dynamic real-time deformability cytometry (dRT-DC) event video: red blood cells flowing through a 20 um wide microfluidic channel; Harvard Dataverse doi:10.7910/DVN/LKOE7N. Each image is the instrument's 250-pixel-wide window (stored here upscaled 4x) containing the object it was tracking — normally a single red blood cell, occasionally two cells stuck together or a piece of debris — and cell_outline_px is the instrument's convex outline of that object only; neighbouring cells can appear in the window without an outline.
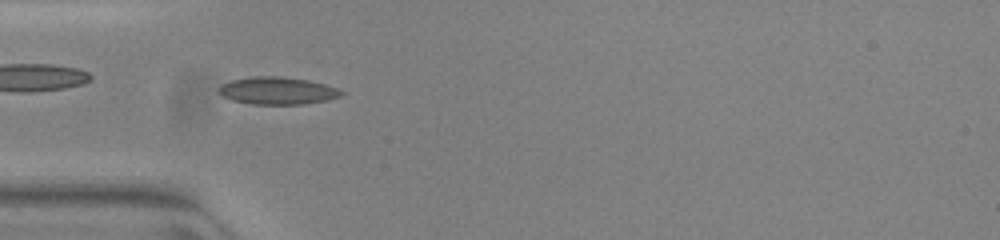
{"species": "common noctule bat (a hibernating species)", "species_latin": "Nyctalus noctula", "temperature_condition": "warm", "stored_images_in_passage": 47, "camera_frame_rate_fps": 3000, "um_per_image_px": 0.085, "animal": {"sex": "female", "body_mass_g": 23.0, "forearm_length_mm": 53.4}, "frame": {"image": 1, "passage_image": 11, "time_ms": 3.333, "image_size_px": [1000, 240], "cell_outline_px": [[344, 92], [340, 96], [328, 100], [304, 104], [252, 104], [232, 100], [224, 96], [220, 92], [220, 84], [232, 80], [252, 76], [280, 76], [308, 80], [324, 84], [336, 88]], "centroid_in_image_um": [23.59, 7.71], "position_along_channel_um": 61.4, "area_um2": 19.42}}
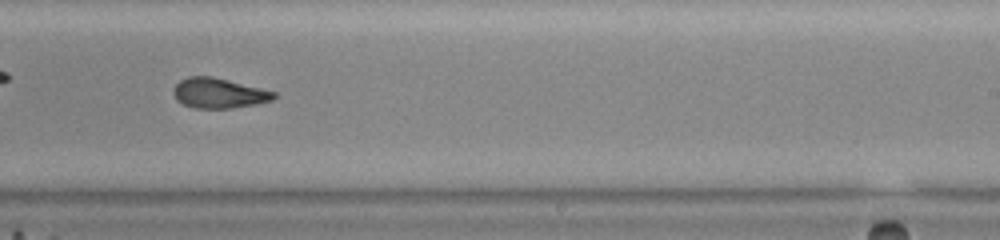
{"frame": {"image": 2, "passage_image": 27, "time_ms": 8.667, "image_size_px": [1000, 240], "cell_outline_px": [[276, 96], [272, 100], [256, 104], [232, 108], [196, 108], [184, 104], [176, 100], [172, 92], [172, 88], [180, 80], [188, 76], [212, 76], [276, 92]], "centroid_in_image_um": [18.56, 7.91], "position_along_channel_um": 270.4, "area_um2": 17.57}}
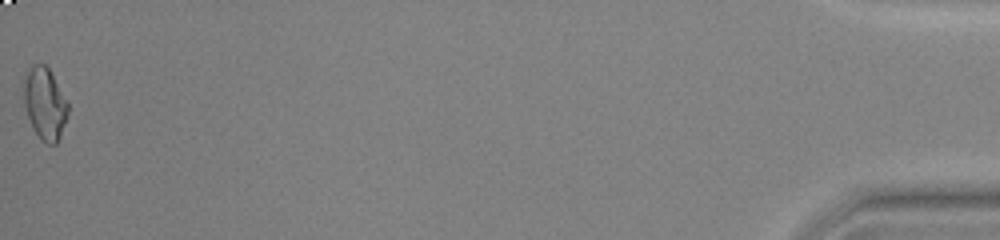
{"frame": {"image": 3, "passage_image": 47, "time_ms": 15.333, "image_size_px": [1000, 240], "cell_outline_px": [[68, 116], [60, 136], [56, 144], [48, 144], [40, 140], [32, 128], [24, 104], [24, 84], [28, 72], [32, 64], [44, 64], [48, 68], [68, 104]], "centroid_in_image_um": [3.81, 8.86], "position_along_channel_um": 431.4, "area_um2": 18.21}, "authors_computed_cell_mechanics": {"area_um2": 18.207, "velocity_mm_per_s": 3.9471, "shape_relaxation_time_tau1_ms": 6.7909, "shape_relaxation_time_tau2_ms": 2.1025, "deformation_change_tau1": 0.1932, "deformation_change_tau2": 0.0755}}